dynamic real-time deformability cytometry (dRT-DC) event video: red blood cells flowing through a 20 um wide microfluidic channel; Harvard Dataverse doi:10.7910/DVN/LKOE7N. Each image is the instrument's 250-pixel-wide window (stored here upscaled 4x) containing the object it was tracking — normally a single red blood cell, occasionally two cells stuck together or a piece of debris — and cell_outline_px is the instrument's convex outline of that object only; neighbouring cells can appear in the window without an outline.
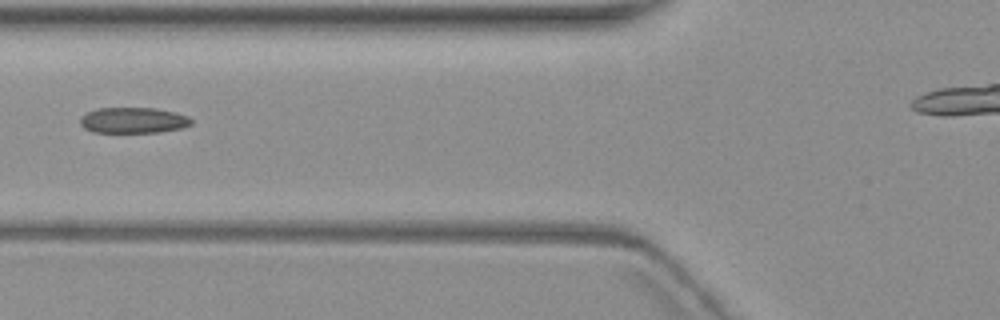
{"species": "common noctule bat (a hibernating species)", "species_latin": "Nyctalus noctula", "temperature_condition": "warm", "stored_images_in_passage": 6, "camera_frame_rate_fps": 3000, "um_per_image_px": 0.085, "animal": {"sex": "female", "body_mass_g": 19.3, "forearm_length_mm": 54.1}, "frame": {"image": 1, "passage_image": 6, "time_ms": 6.667, "image_size_px": [1000, 320], "cell_outline_px": [[192, 124], [180, 128], [160, 132], [92, 132], [84, 128], [80, 124], [80, 116], [96, 108], [156, 108], [188, 116], [192, 120]], "centroid_in_image_um": [11.29, 10.22], "position_along_channel_um": 114.5, "area_um2": 16.65}}